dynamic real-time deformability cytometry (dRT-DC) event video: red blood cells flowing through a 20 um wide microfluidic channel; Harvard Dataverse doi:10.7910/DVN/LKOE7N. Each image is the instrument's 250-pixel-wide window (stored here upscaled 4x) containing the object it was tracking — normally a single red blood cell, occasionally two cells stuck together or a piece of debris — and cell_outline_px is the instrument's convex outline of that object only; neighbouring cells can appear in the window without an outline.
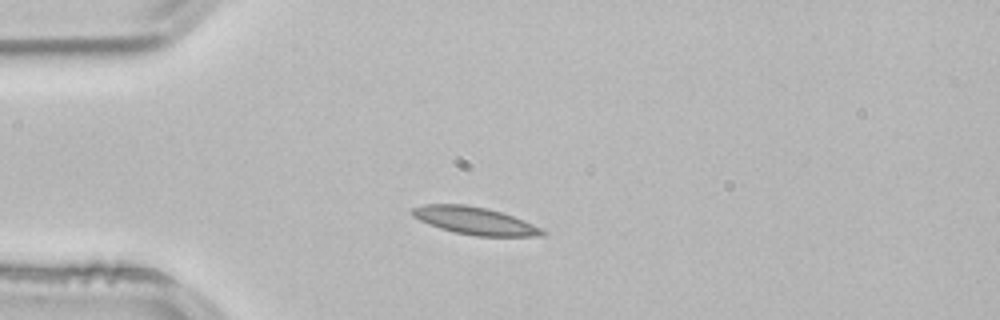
{"species": "common noctule bat (a hibernating species)", "species_latin": "Nyctalus noctula", "temperature_condition": "room temperature", "stored_images_in_passage": 41, "camera_frame_rate_fps": 3000, "um_per_image_px": 0.085, "animal": {"sex": "male", "body_mass_g": 21.5, "forearm_length_mm": 52.0}, "frame": {"image": 1, "passage_image": 1, "time_ms": 0.0, "image_size_px": [1000, 320], "cell_outline_px": [[548, 232], [544, 236], [476, 236], [456, 232], [440, 228], [428, 224], [412, 216], [408, 212], [412, 208], [424, 204], [464, 204], [488, 208], [512, 216], [532, 224]], "centroid_in_image_um": [40.32, 18.76], "position_along_channel_um": 44.7, "area_um2": 20.81}, "authors_computed_cell_mechanics": {"area_um2": 19.4208, "velocity_mm_per_s": 3.8065, "shape_relaxation_time_tau1_ms": 3.9809, "shape_relaxation_time_tau2_ms": 3.2542, "deformation_change_tau1": 0.1098, "deformation_change_tau2": 0.0801}}